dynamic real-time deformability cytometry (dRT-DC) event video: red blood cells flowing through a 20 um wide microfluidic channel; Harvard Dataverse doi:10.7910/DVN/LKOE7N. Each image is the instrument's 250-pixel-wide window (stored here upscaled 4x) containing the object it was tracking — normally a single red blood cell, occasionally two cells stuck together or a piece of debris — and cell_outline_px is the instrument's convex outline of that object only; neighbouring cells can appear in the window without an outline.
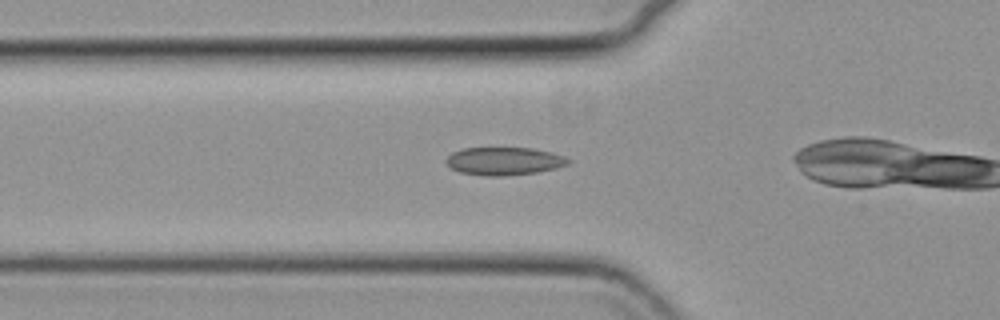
{"species": "common noctule bat (a hibernating species)", "species_latin": "Nyctalus noctula", "temperature_condition": "cold", "stored_images_in_passage": 40, "camera_frame_rate_fps": 3000, "um_per_image_px": 0.085, "animal": {"sex": "female", "body_mass_g": 19.3, "forearm_length_mm": 54.1}, "frame": {"image": 1, "passage_image": 15, "time_ms": 4.667, "image_size_px": [1000, 320], "cell_outline_px": [[572, 160], [568, 164], [556, 168], [536, 172], [504, 176], [484, 176], [460, 172], [452, 168], [444, 160], [452, 152], [464, 148], [532, 148], [552, 152], [564, 156]], "centroid_in_image_um": [42.86, 13.69], "position_along_channel_um": 82.9, "area_um2": 19.88}}
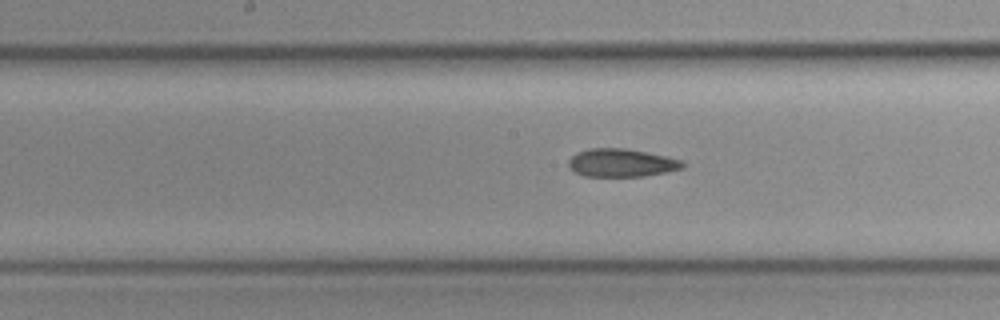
{"frame": {"image": 2, "passage_image": 24, "time_ms": 7.667, "image_size_px": [1000, 320], "cell_outline_px": [[684, 168], [644, 176], [584, 176], [576, 172], [568, 164], [568, 160], [576, 152], [588, 148], [624, 148], [668, 156], [680, 160], [684, 164]], "centroid_in_image_um": [52.81, 13.83], "position_along_channel_um": 195.4, "area_um2": 18.55}}
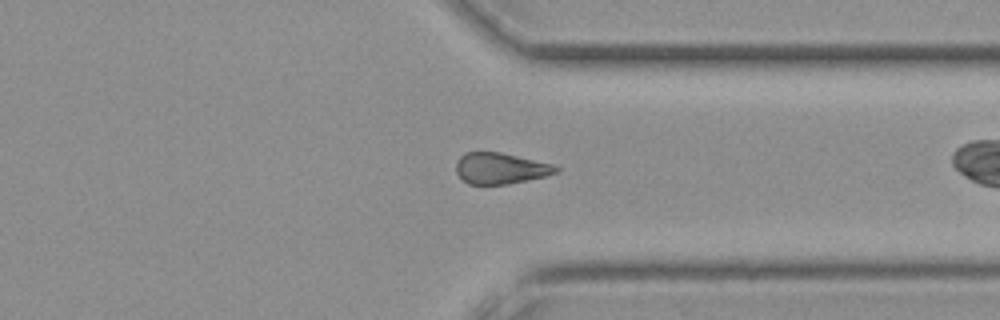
{"frame": {"image": 3, "passage_image": 38, "time_ms": 12.333, "image_size_px": [1000, 320], "cell_outline_px": [[560, 172], [528, 180], [508, 184], [468, 184], [456, 172], [456, 164], [460, 156], [464, 152], [500, 152], [552, 164], [560, 168]], "centroid_in_image_um": [42.54, 14.31], "position_along_channel_um": 368.9, "area_um2": 18.03}}